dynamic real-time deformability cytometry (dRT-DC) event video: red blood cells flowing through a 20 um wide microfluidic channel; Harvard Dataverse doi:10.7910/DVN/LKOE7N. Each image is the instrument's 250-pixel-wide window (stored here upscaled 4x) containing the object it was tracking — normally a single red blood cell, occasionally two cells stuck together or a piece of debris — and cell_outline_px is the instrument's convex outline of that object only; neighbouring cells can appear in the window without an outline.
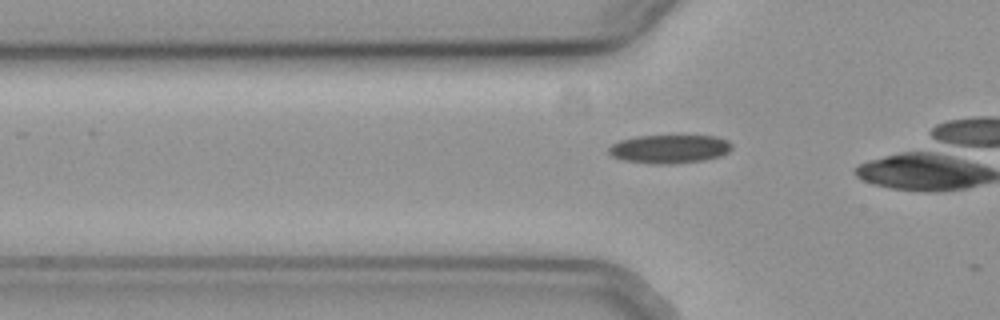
{"species": "common noctule bat (a hibernating species)", "species_latin": "Nyctalus noctula", "temperature_condition": "cold", "stored_images_in_passage": 24, "camera_frame_rate_fps": 3000, "um_per_image_px": 0.085, "animal": {"sex": "female", "body_mass_g": 19.3, "forearm_length_mm": 54.1}, "frame": {"image": 1, "passage_image": 14, "time_ms": 4.333, "image_size_px": [1000, 320], "cell_outline_px": [[732, 148], [728, 152], [720, 156], [704, 160], [668, 164], [652, 164], [624, 160], [612, 156], [608, 152], [608, 148], [612, 144], [620, 140], [636, 136], [716, 136], [728, 140], [732, 144]], "centroid_in_image_um": [56.91, 12.66], "position_along_channel_um": 68.9, "area_um2": 20.46}}